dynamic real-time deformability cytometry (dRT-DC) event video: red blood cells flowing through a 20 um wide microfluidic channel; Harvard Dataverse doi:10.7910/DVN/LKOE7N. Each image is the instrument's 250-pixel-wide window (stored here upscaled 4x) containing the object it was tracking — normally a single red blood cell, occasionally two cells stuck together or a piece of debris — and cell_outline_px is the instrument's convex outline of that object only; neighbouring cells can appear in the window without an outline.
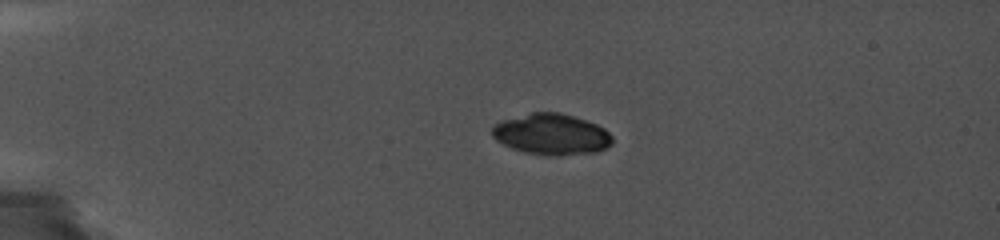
{"species": "common noctule bat (a hibernating species)", "species_latin": "Nyctalus noctula", "temperature_condition": "cold", "stored_images_in_passage": 3, "camera_frame_rate_fps": 5000, "um_per_image_px": 0.085, "animal": {"sex": "female", "body_mass_g": 19.0, "forearm_length_mm": 56.7}, "frame": {"image": 1, "passage_image": 1, "time_ms": 0.0, "image_size_px": [1000, 240], "cell_outline_px": [[612, 144], [608, 148], [596, 152], [560, 156], [548, 156], [524, 152], [512, 148], [496, 140], [492, 136], [492, 124], [500, 120], [532, 112], [560, 112], [596, 124], [604, 128], [612, 136]], "centroid_in_image_um": [46.86, 11.42], "position_along_channel_um": 38.1, "area_um2": 29.02}}